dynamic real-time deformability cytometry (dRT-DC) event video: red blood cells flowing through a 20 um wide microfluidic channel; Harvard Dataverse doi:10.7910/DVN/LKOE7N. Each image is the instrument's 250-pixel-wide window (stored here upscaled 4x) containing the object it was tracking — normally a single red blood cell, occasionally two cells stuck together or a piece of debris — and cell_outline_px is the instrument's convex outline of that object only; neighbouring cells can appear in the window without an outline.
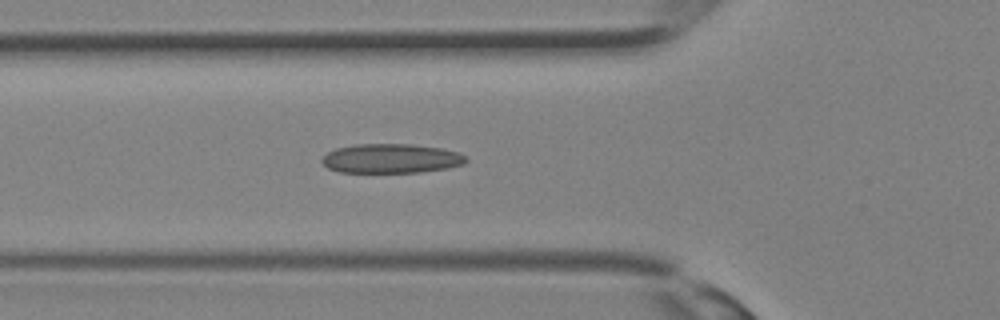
{"species": "Egyptian fruit bat (a non-hibernating species)", "species_latin": "Rousettus aegyptiacus", "temperature_condition": "room temperature", "stored_images_in_passage": 34, "segment_of_instrument_passage": [1, 2], "camera_frame_rate_fps": 3000, "um_per_image_px": 0.085, "animal": {"sex": "female"}, "frame": {"image": 1, "passage_image": 12, "time_ms": 3.667, "image_size_px": [1000, 320], "cell_outline_px": [[468, 160], [464, 164], [448, 168], [420, 172], [340, 172], [328, 168], [320, 160], [328, 152], [336, 148], [356, 144], [412, 144], [440, 148], [460, 152]], "centroid_in_image_um": [33.26, 13.47], "position_along_channel_um": 92.5, "area_um2": 24.62}}
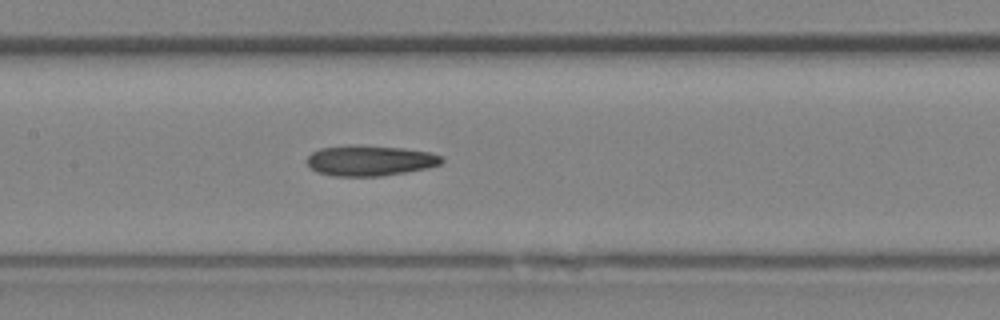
{"frame": {"image": 2, "passage_image": 16, "time_ms": 5.0, "image_size_px": [1000, 320], "cell_outline_px": [[444, 160], [440, 164], [424, 168], [404, 172], [380, 176], [336, 176], [316, 172], [308, 164], [308, 156], [312, 152], [320, 148], [348, 144], [356, 144], [404, 148], [428, 152], [444, 156]], "centroid_in_image_um": [31.43, 13.63], "position_along_channel_um": 176.0, "area_um2": 23.99}}
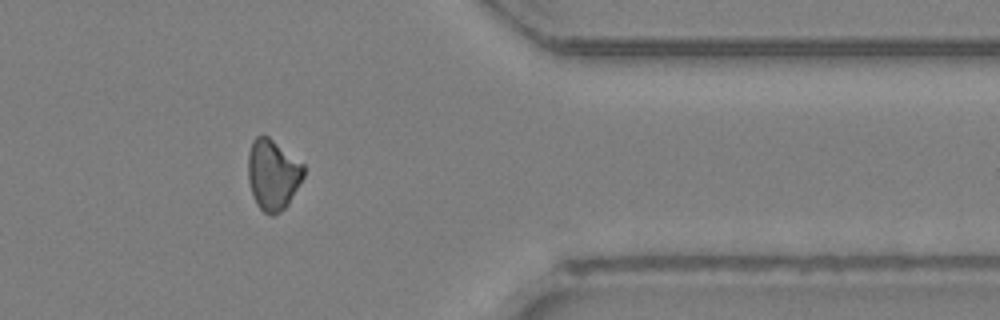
{"frame": {"image": 3, "passage_image": 27, "time_ms": 8.667, "image_size_px": [1000, 320], "cell_outline_px": [[304, 176], [288, 204], [280, 212], [272, 216], [264, 212], [256, 204], [248, 180], [248, 152], [252, 140], [256, 136], [268, 136], [304, 164]], "centroid_in_image_um": [23.18, 14.84], "position_along_channel_um": 388.2, "area_um2": 22.83}}